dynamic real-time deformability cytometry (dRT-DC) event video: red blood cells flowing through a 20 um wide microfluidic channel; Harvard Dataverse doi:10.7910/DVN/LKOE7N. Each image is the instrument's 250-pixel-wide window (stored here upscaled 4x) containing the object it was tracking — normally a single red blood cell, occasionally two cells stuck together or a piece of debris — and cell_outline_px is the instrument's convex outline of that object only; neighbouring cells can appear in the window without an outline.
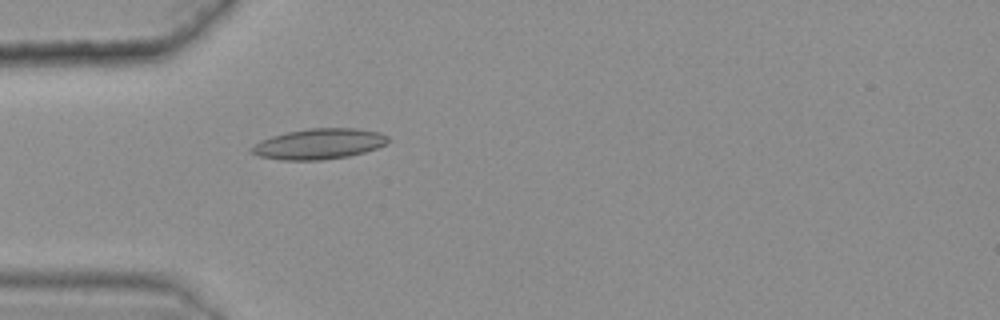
{"species": "common noctule bat (a hibernating species)", "species_latin": "Nyctalus noctula", "temperature_condition": "warm", "stored_images_in_passage": 39, "camera_frame_rate_fps": 3000, "um_per_image_px": 0.085, "animal": {"sex": "female", "body_mass_g": 25.1}, "frame": {"image": 1, "passage_image": 6, "time_ms": 1.667, "image_size_px": [1000, 320], "cell_outline_px": [[388, 140], [384, 144], [376, 148], [364, 152], [348, 156], [320, 160], [280, 160], [260, 156], [248, 152], [248, 148], [260, 140], [272, 136], [288, 132], [308, 128], [356, 128], [380, 132], [388, 136]], "centroid_in_image_um": [27.06, 12.23], "position_along_channel_um": 57.9, "area_um2": 24.33}}
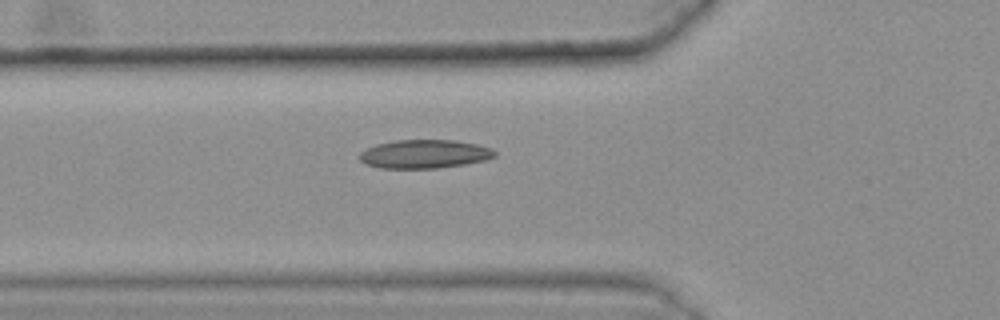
{"frame": {"image": 2, "passage_image": 9, "time_ms": 2.667, "image_size_px": [1000, 320], "cell_outline_px": [[496, 156], [484, 160], [464, 164], [436, 168], [380, 168], [364, 164], [360, 160], [360, 152], [376, 144], [396, 140], [452, 140], [476, 144], [492, 148], [496, 152]], "centroid_in_image_um": [36.06, 13.09], "position_along_channel_um": 89.7, "area_um2": 22.43}}
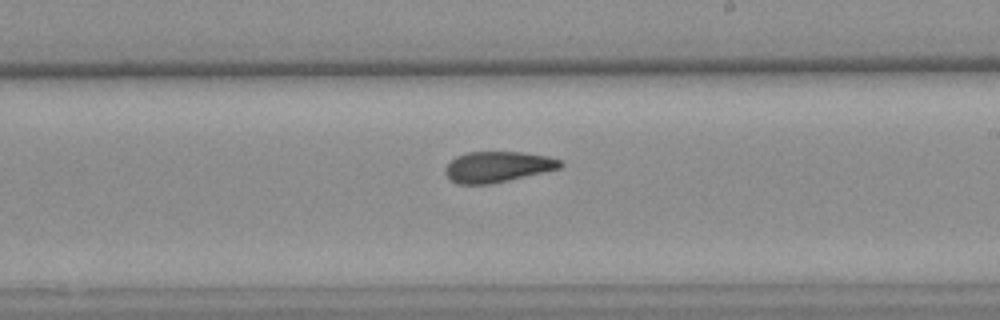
{"frame": {"image": 3, "passage_image": 22, "time_ms": 7.0, "image_size_px": [1000, 320], "cell_outline_px": [[564, 164], [560, 168], [492, 184], [456, 184], [448, 180], [444, 172], [444, 168], [456, 156], [468, 152], [520, 152], [548, 156], [560, 160]], "centroid_in_image_um": [42.25, 14.19], "position_along_channel_um": 246.7, "area_um2": 20.69}, "authors_computed_cell_mechanics": {"area_um2": 21.2126, "velocity_mm_per_s": 3.6212, "shape_relaxation_time_tau1_ms": null, "shape_relaxation_time_tau2_ms": 2.7176, "deformation_change_tau1": null, "deformation_change_tau2": 0.0835}}